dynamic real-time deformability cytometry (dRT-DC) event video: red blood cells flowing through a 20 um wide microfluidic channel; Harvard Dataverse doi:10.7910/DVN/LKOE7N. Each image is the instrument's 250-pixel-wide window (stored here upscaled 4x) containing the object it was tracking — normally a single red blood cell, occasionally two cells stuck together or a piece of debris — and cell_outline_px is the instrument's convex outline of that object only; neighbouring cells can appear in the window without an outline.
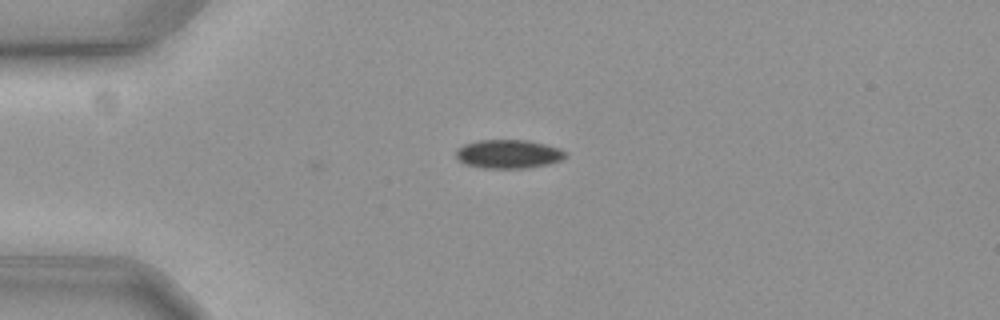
{"species": "common noctule bat (a hibernating species)", "species_latin": "Nyctalus noctula", "temperature_condition": "cold", "stored_images_in_passage": 36, "camera_frame_rate_fps": 3000, "um_per_image_px": 0.085, "animal": {"sex": "female", "body_mass_g": 19.3, "forearm_length_mm": 54.1}, "frame": {"image": 1, "passage_image": 1, "time_ms": 0.0, "image_size_px": [1000, 320], "cell_outline_px": [[568, 156], [560, 160], [548, 164], [528, 168], [480, 168], [464, 164], [456, 156], [456, 152], [464, 144], [480, 140], [528, 140], [560, 148]], "centroid_in_image_um": [43.23, 13.1], "position_along_channel_um": 41.8, "area_um2": 18.26}}
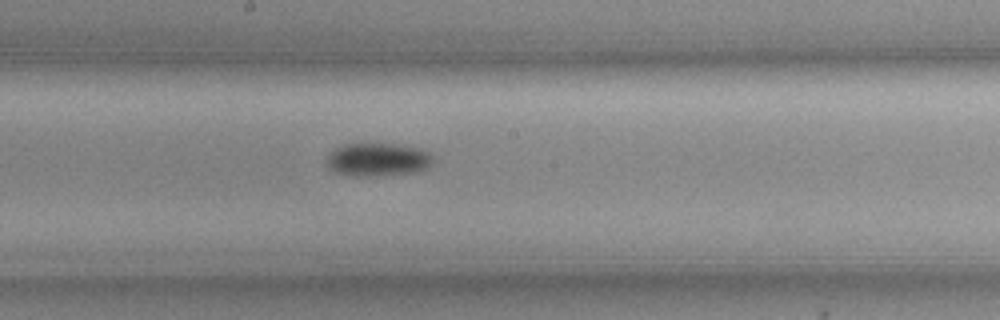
{"frame": {"image": 2, "passage_image": 18, "time_ms": 5.667, "image_size_px": [1000, 320], "cell_outline_px": [[432, 164], [428, 168], [420, 172], [380, 176], [352, 176], [336, 172], [328, 168], [328, 156], [336, 148], [344, 144], [392, 144], [416, 148], [428, 152], [432, 156]], "centroid_in_image_um": [32.14, 13.59], "position_along_channel_um": 216.1, "area_um2": 20.52}}
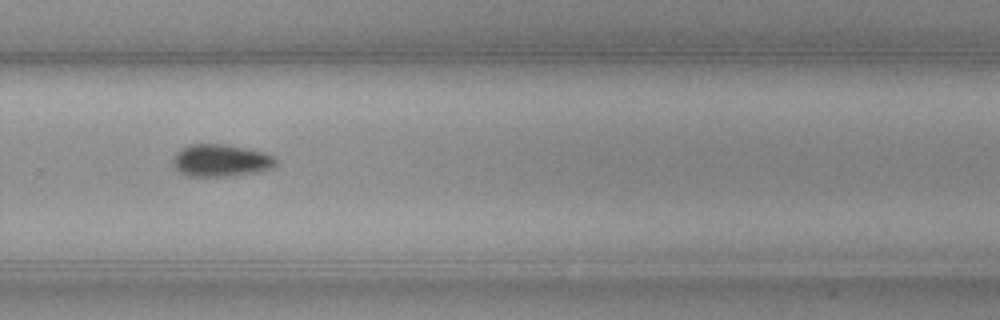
{"frame": {"image": 3, "passage_image": 26, "time_ms": 8.333, "image_size_px": [1000, 320], "cell_outline_px": [[276, 164], [272, 168], [260, 172], [232, 176], [188, 176], [180, 172], [176, 168], [172, 160], [176, 152], [180, 148], [192, 144], [224, 144], [264, 152], [272, 156], [276, 160]], "centroid_in_image_um": [18.77, 13.65], "position_along_channel_um": 311.0, "area_um2": 19.36}, "authors_computed_cell_mechanics": {"area_um2": 19.5075, "velocity_mm_per_s": 3.5801, "shape_relaxation_time_tau1_ms": 7.8506, "shape_relaxation_time_tau2_ms": null, "deformation_change_tau1": 0.0536, "deformation_change_tau2": null}}